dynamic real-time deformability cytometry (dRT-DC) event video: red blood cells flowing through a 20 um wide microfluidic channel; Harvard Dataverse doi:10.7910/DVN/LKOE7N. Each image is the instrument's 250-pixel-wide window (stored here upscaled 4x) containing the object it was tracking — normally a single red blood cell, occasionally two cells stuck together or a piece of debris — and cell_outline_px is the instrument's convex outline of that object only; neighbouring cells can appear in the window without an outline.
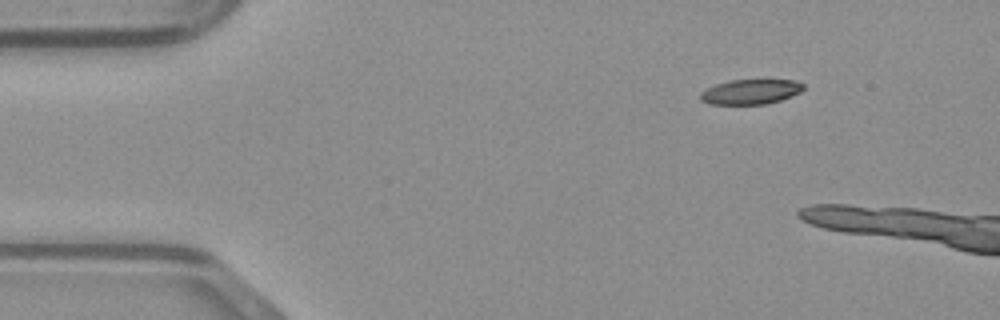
{"species": "common noctule bat (a hibernating species)", "species_latin": "Nyctalus noctula", "temperature_condition": "warm", "stored_images_in_passage": 5, "camera_frame_rate_fps": 3000, "um_per_image_px": 0.085, "animal": {"sex": "male", "body_mass_g": 23.1, "forearm_length_mm": 52.7}, "frame": {"image": 1, "passage_image": 1, "time_ms": 0.0, "image_size_px": [1000, 320], "cell_outline_px": [[804, 88], [800, 92], [780, 100], [768, 104], [708, 104], [700, 100], [700, 92], [716, 84], [732, 80], [796, 80], [804, 84]], "centroid_in_image_um": [63.8, 7.8], "position_along_channel_um": 21.2, "area_um2": 14.91}}